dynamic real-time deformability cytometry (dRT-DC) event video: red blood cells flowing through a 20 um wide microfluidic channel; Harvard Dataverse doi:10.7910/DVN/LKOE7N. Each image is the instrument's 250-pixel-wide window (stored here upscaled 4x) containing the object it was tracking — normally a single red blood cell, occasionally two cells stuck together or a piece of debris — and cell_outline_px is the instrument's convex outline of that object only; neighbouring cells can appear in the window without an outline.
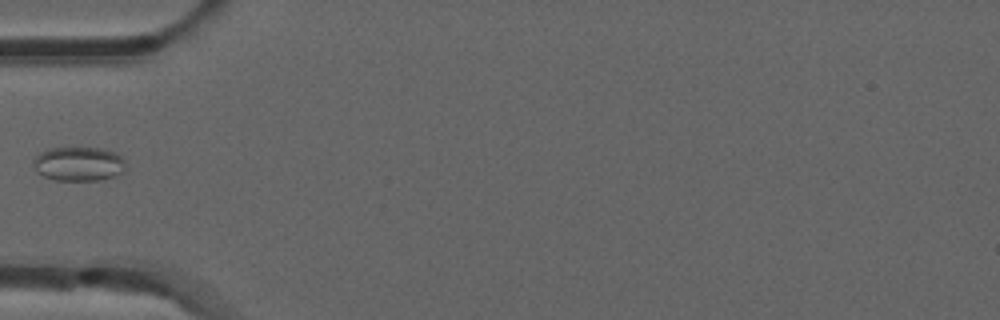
{"species": "common noctule bat (a hibernating species)", "species_latin": "Nyctalus noctula", "temperature_condition": "room temperature", "stored_images_in_passage": 6, "camera_frame_rate_fps": 3000, "um_per_image_px": 0.085, "animal": {"sex": "male", "forearm_length_mm": 52.5}, "frame": {"image": 1, "passage_image": 1, "time_ms": 0.0, "image_size_px": [1000, 320], "cell_outline_px": [[128, 164], [124, 172], [116, 176], [100, 180], [56, 180], [44, 176], [36, 172], [32, 164], [32, 160], [40, 152], [48, 148], [100, 148], [116, 152]], "centroid_in_image_um": [6.7, 13.93], "position_along_channel_um": 78.3, "area_um2": 18.73}}